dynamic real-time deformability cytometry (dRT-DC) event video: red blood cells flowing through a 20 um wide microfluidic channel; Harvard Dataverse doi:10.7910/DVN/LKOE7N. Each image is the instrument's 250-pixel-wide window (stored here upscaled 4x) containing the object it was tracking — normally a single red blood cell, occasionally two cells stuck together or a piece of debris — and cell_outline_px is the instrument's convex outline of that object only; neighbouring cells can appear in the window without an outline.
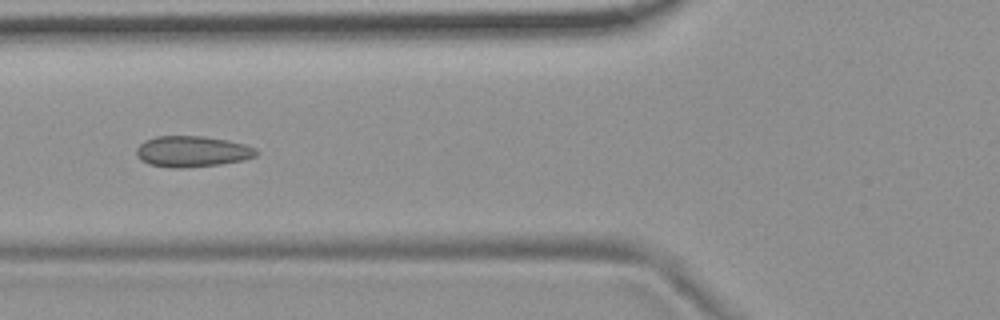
{"species": "common noctule bat (a hibernating species)", "species_latin": "Nyctalus noctula", "temperature_condition": "room temperature", "stored_images_in_passage": 7, "camera_frame_rate_fps": 3000, "um_per_image_px": 0.085, "animal": {"sex": "female", "body_mass_g": 19.9}, "frame": {"image": 1, "passage_image": 6, "time_ms": 5.667, "image_size_px": [1000, 320], "cell_outline_px": [[260, 152], [256, 156], [244, 160], [220, 164], [180, 168], [172, 168], [148, 164], [140, 160], [136, 156], [136, 148], [144, 140], [156, 136], [204, 136], [228, 140], [244, 144], [256, 148]], "centroid_in_image_um": [16.33, 12.87], "position_along_channel_um": 109.5, "area_um2": 21.85}}
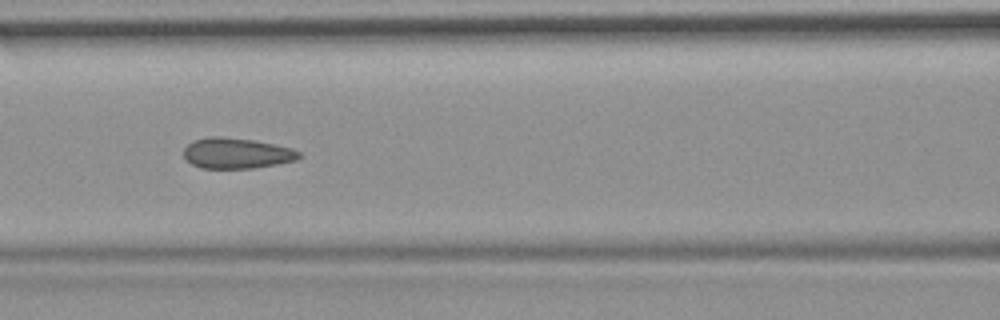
{"frame": {"image": 2, "passage_image": 7, "time_ms": 6.667, "image_size_px": [1000, 320], "cell_outline_px": [[304, 156], [296, 160], [276, 164], [252, 168], [200, 168], [184, 160], [184, 148], [192, 140], [212, 136], [220, 136], [252, 140], [292, 148], [300, 152]], "centroid_in_image_um": [20.09, 13.03], "position_along_channel_um": 146.5, "area_um2": 20.63}}